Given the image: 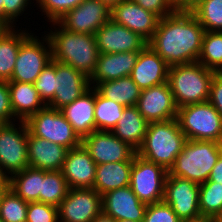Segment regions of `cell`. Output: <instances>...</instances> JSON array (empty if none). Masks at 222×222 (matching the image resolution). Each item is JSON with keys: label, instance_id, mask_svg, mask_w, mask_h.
I'll list each match as a JSON object with an SVG mask.
<instances>
[{"label": "cell", "instance_id": "obj_37", "mask_svg": "<svg viewBox=\"0 0 222 222\" xmlns=\"http://www.w3.org/2000/svg\"><path fill=\"white\" fill-rule=\"evenodd\" d=\"M42 15L48 22H58L68 11L74 9L85 0H35Z\"/></svg>", "mask_w": 222, "mask_h": 222}, {"label": "cell", "instance_id": "obj_48", "mask_svg": "<svg viewBox=\"0 0 222 222\" xmlns=\"http://www.w3.org/2000/svg\"><path fill=\"white\" fill-rule=\"evenodd\" d=\"M103 4H105L109 9H113L117 4H119L123 0H100Z\"/></svg>", "mask_w": 222, "mask_h": 222}, {"label": "cell", "instance_id": "obj_42", "mask_svg": "<svg viewBox=\"0 0 222 222\" xmlns=\"http://www.w3.org/2000/svg\"><path fill=\"white\" fill-rule=\"evenodd\" d=\"M145 10L156 14L160 19L175 12L170 0H132Z\"/></svg>", "mask_w": 222, "mask_h": 222}, {"label": "cell", "instance_id": "obj_38", "mask_svg": "<svg viewBox=\"0 0 222 222\" xmlns=\"http://www.w3.org/2000/svg\"><path fill=\"white\" fill-rule=\"evenodd\" d=\"M56 68L50 63L46 66L37 80L33 83L38 90L41 100L47 105L55 94Z\"/></svg>", "mask_w": 222, "mask_h": 222}, {"label": "cell", "instance_id": "obj_22", "mask_svg": "<svg viewBox=\"0 0 222 222\" xmlns=\"http://www.w3.org/2000/svg\"><path fill=\"white\" fill-rule=\"evenodd\" d=\"M68 148L33 136L28 131L29 167L45 171H61Z\"/></svg>", "mask_w": 222, "mask_h": 222}, {"label": "cell", "instance_id": "obj_2", "mask_svg": "<svg viewBox=\"0 0 222 222\" xmlns=\"http://www.w3.org/2000/svg\"><path fill=\"white\" fill-rule=\"evenodd\" d=\"M51 25L55 30L45 33L51 44L52 59L72 66L90 79L100 54L95 35L67 31L58 22Z\"/></svg>", "mask_w": 222, "mask_h": 222}, {"label": "cell", "instance_id": "obj_10", "mask_svg": "<svg viewBox=\"0 0 222 222\" xmlns=\"http://www.w3.org/2000/svg\"><path fill=\"white\" fill-rule=\"evenodd\" d=\"M167 175L168 170L162 165L136 154L131 168L130 187L141 202L147 205L158 203L163 201Z\"/></svg>", "mask_w": 222, "mask_h": 222}, {"label": "cell", "instance_id": "obj_26", "mask_svg": "<svg viewBox=\"0 0 222 222\" xmlns=\"http://www.w3.org/2000/svg\"><path fill=\"white\" fill-rule=\"evenodd\" d=\"M148 124L136 106L125 107L121 119L111 132L137 151L143 143Z\"/></svg>", "mask_w": 222, "mask_h": 222}, {"label": "cell", "instance_id": "obj_16", "mask_svg": "<svg viewBox=\"0 0 222 222\" xmlns=\"http://www.w3.org/2000/svg\"><path fill=\"white\" fill-rule=\"evenodd\" d=\"M56 68L54 98L48 107L60 110L85 93L90 86V79L72 66L51 60Z\"/></svg>", "mask_w": 222, "mask_h": 222}, {"label": "cell", "instance_id": "obj_46", "mask_svg": "<svg viewBox=\"0 0 222 222\" xmlns=\"http://www.w3.org/2000/svg\"><path fill=\"white\" fill-rule=\"evenodd\" d=\"M207 181H213L222 184V153L220 154L216 164L212 168L211 174Z\"/></svg>", "mask_w": 222, "mask_h": 222}, {"label": "cell", "instance_id": "obj_41", "mask_svg": "<svg viewBox=\"0 0 222 222\" xmlns=\"http://www.w3.org/2000/svg\"><path fill=\"white\" fill-rule=\"evenodd\" d=\"M31 4L32 0H3V28H16L14 24L17 18L23 15Z\"/></svg>", "mask_w": 222, "mask_h": 222}, {"label": "cell", "instance_id": "obj_52", "mask_svg": "<svg viewBox=\"0 0 222 222\" xmlns=\"http://www.w3.org/2000/svg\"><path fill=\"white\" fill-rule=\"evenodd\" d=\"M215 222H222V211L214 218Z\"/></svg>", "mask_w": 222, "mask_h": 222}, {"label": "cell", "instance_id": "obj_12", "mask_svg": "<svg viewBox=\"0 0 222 222\" xmlns=\"http://www.w3.org/2000/svg\"><path fill=\"white\" fill-rule=\"evenodd\" d=\"M102 213V196L93 188L69 189L58 206L59 222H92Z\"/></svg>", "mask_w": 222, "mask_h": 222}, {"label": "cell", "instance_id": "obj_21", "mask_svg": "<svg viewBox=\"0 0 222 222\" xmlns=\"http://www.w3.org/2000/svg\"><path fill=\"white\" fill-rule=\"evenodd\" d=\"M169 65L148 45L137 57L130 78L143 90L168 80Z\"/></svg>", "mask_w": 222, "mask_h": 222}, {"label": "cell", "instance_id": "obj_17", "mask_svg": "<svg viewBox=\"0 0 222 222\" xmlns=\"http://www.w3.org/2000/svg\"><path fill=\"white\" fill-rule=\"evenodd\" d=\"M95 37L100 54L140 52L147 45V41L138 33L112 19L96 31Z\"/></svg>", "mask_w": 222, "mask_h": 222}, {"label": "cell", "instance_id": "obj_39", "mask_svg": "<svg viewBox=\"0 0 222 222\" xmlns=\"http://www.w3.org/2000/svg\"><path fill=\"white\" fill-rule=\"evenodd\" d=\"M26 222H59L58 207L41 202H29Z\"/></svg>", "mask_w": 222, "mask_h": 222}, {"label": "cell", "instance_id": "obj_8", "mask_svg": "<svg viewBox=\"0 0 222 222\" xmlns=\"http://www.w3.org/2000/svg\"><path fill=\"white\" fill-rule=\"evenodd\" d=\"M17 122L18 126L11 122L0 129V172L7 180L29 167L28 128L25 121Z\"/></svg>", "mask_w": 222, "mask_h": 222}, {"label": "cell", "instance_id": "obj_15", "mask_svg": "<svg viewBox=\"0 0 222 222\" xmlns=\"http://www.w3.org/2000/svg\"><path fill=\"white\" fill-rule=\"evenodd\" d=\"M136 107L149 123L177 118L178 107L168 82L141 90Z\"/></svg>", "mask_w": 222, "mask_h": 222}, {"label": "cell", "instance_id": "obj_25", "mask_svg": "<svg viewBox=\"0 0 222 222\" xmlns=\"http://www.w3.org/2000/svg\"><path fill=\"white\" fill-rule=\"evenodd\" d=\"M14 117L17 121H26L39 110L47 106L40 98L33 83L7 82Z\"/></svg>", "mask_w": 222, "mask_h": 222}, {"label": "cell", "instance_id": "obj_23", "mask_svg": "<svg viewBox=\"0 0 222 222\" xmlns=\"http://www.w3.org/2000/svg\"><path fill=\"white\" fill-rule=\"evenodd\" d=\"M60 112L81 139L96 131L94 118L95 88L90 87L72 103L60 109Z\"/></svg>", "mask_w": 222, "mask_h": 222}, {"label": "cell", "instance_id": "obj_47", "mask_svg": "<svg viewBox=\"0 0 222 222\" xmlns=\"http://www.w3.org/2000/svg\"><path fill=\"white\" fill-rule=\"evenodd\" d=\"M92 222H116V220L102 212Z\"/></svg>", "mask_w": 222, "mask_h": 222}, {"label": "cell", "instance_id": "obj_29", "mask_svg": "<svg viewBox=\"0 0 222 222\" xmlns=\"http://www.w3.org/2000/svg\"><path fill=\"white\" fill-rule=\"evenodd\" d=\"M94 88L101 96L125 107L136 106L141 93V89L130 76L101 82Z\"/></svg>", "mask_w": 222, "mask_h": 222}, {"label": "cell", "instance_id": "obj_1", "mask_svg": "<svg viewBox=\"0 0 222 222\" xmlns=\"http://www.w3.org/2000/svg\"><path fill=\"white\" fill-rule=\"evenodd\" d=\"M205 30L198 19L186 11H175L159 19L147 42L169 66L197 62Z\"/></svg>", "mask_w": 222, "mask_h": 222}, {"label": "cell", "instance_id": "obj_27", "mask_svg": "<svg viewBox=\"0 0 222 222\" xmlns=\"http://www.w3.org/2000/svg\"><path fill=\"white\" fill-rule=\"evenodd\" d=\"M132 163L120 161L97 165L93 189L102 196L108 191L130 186Z\"/></svg>", "mask_w": 222, "mask_h": 222}, {"label": "cell", "instance_id": "obj_51", "mask_svg": "<svg viewBox=\"0 0 222 222\" xmlns=\"http://www.w3.org/2000/svg\"><path fill=\"white\" fill-rule=\"evenodd\" d=\"M0 25L3 27V0H0Z\"/></svg>", "mask_w": 222, "mask_h": 222}, {"label": "cell", "instance_id": "obj_24", "mask_svg": "<svg viewBox=\"0 0 222 222\" xmlns=\"http://www.w3.org/2000/svg\"><path fill=\"white\" fill-rule=\"evenodd\" d=\"M138 55L139 52L99 54L96 69L90 78V86L95 87L101 82L130 76Z\"/></svg>", "mask_w": 222, "mask_h": 222}, {"label": "cell", "instance_id": "obj_50", "mask_svg": "<svg viewBox=\"0 0 222 222\" xmlns=\"http://www.w3.org/2000/svg\"><path fill=\"white\" fill-rule=\"evenodd\" d=\"M7 186V179L0 172V191H2Z\"/></svg>", "mask_w": 222, "mask_h": 222}, {"label": "cell", "instance_id": "obj_11", "mask_svg": "<svg viewBox=\"0 0 222 222\" xmlns=\"http://www.w3.org/2000/svg\"><path fill=\"white\" fill-rule=\"evenodd\" d=\"M199 188L200 184L168 174L163 201L170 205L183 222L200 218Z\"/></svg>", "mask_w": 222, "mask_h": 222}, {"label": "cell", "instance_id": "obj_43", "mask_svg": "<svg viewBox=\"0 0 222 222\" xmlns=\"http://www.w3.org/2000/svg\"><path fill=\"white\" fill-rule=\"evenodd\" d=\"M0 119L5 123L17 122L12 112L9 87L5 80H0Z\"/></svg>", "mask_w": 222, "mask_h": 222}, {"label": "cell", "instance_id": "obj_18", "mask_svg": "<svg viewBox=\"0 0 222 222\" xmlns=\"http://www.w3.org/2000/svg\"><path fill=\"white\" fill-rule=\"evenodd\" d=\"M147 204L140 201L130 186L114 189L102 195V212L115 220L143 222Z\"/></svg>", "mask_w": 222, "mask_h": 222}, {"label": "cell", "instance_id": "obj_20", "mask_svg": "<svg viewBox=\"0 0 222 222\" xmlns=\"http://www.w3.org/2000/svg\"><path fill=\"white\" fill-rule=\"evenodd\" d=\"M96 163L81 144L68 150L61 172L70 189L93 188Z\"/></svg>", "mask_w": 222, "mask_h": 222}, {"label": "cell", "instance_id": "obj_3", "mask_svg": "<svg viewBox=\"0 0 222 222\" xmlns=\"http://www.w3.org/2000/svg\"><path fill=\"white\" fill-rule=\"evenodd\" d=\"M186 141L177 118L150 122L137 154L169 170Z\"/></svg>", "mask_w": 222, "mask_h": 222}, {"label": "cell", "instance_id": "obj_32", "mask_svg": "<svg viewBox=\"0 0 222 222\" xmlns=\"http://www.w3.org/2000/svg\"><path fill=\"white\" fill-rule=\"evenodd\" d=\"M125 106L101 96L95 89V128L97 131H112L121 119Z\"/></svg>", "mask_w": 222, "mask_h": 222}, {"label": "cell", "instance_id": "obj_55", "mask_svg": "<svg viewBox=\"0 0 222 222\" xmlns=\"http://www.w3.org/2000/svg\"><path fill=\"white\" fill-rule=\"evenodd\" d=\"M4 28L0 25V32L3 30Z\"/></svg>", "mask_w": 222, "mask_h": 222}, {"label": "cell", "instance_id": "obj_53", "mask_svg": "<svg viewBox=\"0 0 222 222\" xmlns=\"http://www.w3.org/2000/svg\"><path fill=\"white\" fill-rule=\"evenodd\" d=\"M116 222H136L129 219L116 220Z\"/></svg>", "mask_w": 222, "mask_h": 222}, {"label": "cell", "instance_id": "obj_34", "mask_svg": "<svg viewBox=\"0 0 222 222\" xmlns=\"http://www.w3.org/2000/svg\"><path fill=\"white\" fill-rule=\"evenodd\" d=\"M28 202L9 187L0 191V219L3 222H26Z\"/></svg>", "mask_w": 222, "mask_h": 222}, {"label": "cell", "instance_id": "obj_45", "mask_svg": "<svg viewBox=\"0 0 222 222\" xmlns=\"http://www.w3.org/2000/svg\"><path fill=\"white\" fill-rule=\"evenodd\" d=\"M175 11L191 12L203 0H170Z\"/></svg>", "mask_w": 222, "mask_h": 222}, {"label": "cell", "instance_id": "obj_35", "mask_svg": "<svg viewBox=\"0 0 222 222\" xmlns=\"http://www.w3.org/2000/svg\"><path fill=\"white\" fill-rule=\"evenodd\" d=\"M199 210L202 217L215 218L222 211V184L206 181L200 184Z\"/></svg>", "mask_w": 222, "mask_h": 222}, {"label": "cell", "instance_id": "obj_13", "mask_svg": "<svg viewBox=\"0 0 222 222\" xmlns=\"http://www.w3.org/2000/svg\"><path fill=\"white\" fill-rule=\"evenodd\" d=\"M81 144L87 150L96 165L133 161L137 151L120 140L111 131H94L82 138Z\"/></svg>", "mask_w": 222, "mask_h": 222}, {"label": "cell", "instance_id": "obj_44", "mask_svg": "<svg viewBox=\"0 0 222 222\" xmlns=\"http://www.w3.org/2000/svg\"><path fill=\"white\" fill-rule=\"evenodd\" d=\"M209 102L222 116V74L215 73L210 84Z\"/></svg>", "mask_w": 222, "mask_h": 222}, {"label": "cell", "instance_id": "obj_9", "mask_svg": "<svg viewBox=\"0 0 222 222\" xmlns=\"http://www.w3.org/2000/svg\"><path fill=\"white\" fill-rule=\"evenodd\" d=\"M25 123L33 136L62 145L69 150L81 145L82 139L60 110L45 106Z\"/></svg>", "mask_w": 222, "mask_h": 222}, {"label": "cell", "instance_id": "obj_5", "mask_svg": "<svg viewBox=\"0 0 222 222\" xmlns=\"http://www.w3.org/2000/svg\"><path fill=\"white\" fill-rule=\"evenodd\" d=\"M222 153V143L187 140L176 156L168 174L202 184L209 179L212 168Z\"/></svg>", "mask_w": 222, "mask_h": 222}, {"label": "cell", "instance_id": "obj_40", "mask_svg": "<svg viewBox=\"0 0 222 222\" xmlns=\"http://www.w3.org/2000/svg\"><path fill=\"white\" fill-rule=\"evenodd\" d=\"M143 222H183L164 201L148 204Z\"/></svg>", "mask_w": 222, "mask_h": 222}, {"label": "cell", "instance_id": "obj_36", "mask_svg": "<svg viewBox=\"0 0 222 222\" xmlns=\"http://www.w3.org/2000/svg\"><path fill=\"white\" fill-rule=\"evenodd\" d=\"M191 13L205 31L222 32V0H203Z\"/></svg>", "mask_w": 222, "mask_h": 222}, {"label": "cell", "instance_id": "obj_19", "mask_svg": "<svg viewBox=\"0 0 222 222\" xmlns=\"http://www.w3.org/2000/svg\"><path fill=\"white\" fill-rule=\"evenodd\" d=\"M111 19L138 33L148 42L155 33L160 18L132 0H123L111 10Z\"/></svg>", "mask_w": 222, "mask_h": 222}, {"label": "cell", "instance_id": "obj_14", "mask_svg": "<svg viewBox=\"0 0 222 222\" xmlns=\"http://www.w3.org/2000/svg\"><path fill=\"white\" fill-rule=\"evenodd\" d=\"M111 19V9L100 0H85L68 11L58 23L67 31L95 35Z\"/></svg>", "mask_w": 222, "mask_h": 222}, {"label": "cell", "instance_id": "obj_6", "mask_svg": "<svg viewBox=\"0 0 222 222\" xmlns=\"http://www.w3.org/2000/svg\"><path fill=\"white\" fill-rule=\"evenodd\" d=\"M177 120L187 140L222 143V116L209 101L179 107Z\"/></svg>", "mask_w": 222, "mask_h": 222}, {"label": "cell", "instance_id": "obj_28", "mask_svg": "<svg viewBox=\"0 0 222 222\" xmlns=\"http://www.w3.org/2000/svg\"><path fill=\"white\" fill-rule=\"evenodd\" d=\"M17 29L4 28L0 32V80L11 79L20 44L30 34L28 30Z\"/></svg>", "mask_w": 222, "mask_h": 222}, {"label": "cell", "instance_id": "obj_7", "mask_svg": "<svg viewBox=\"0 0 222 222\" xmlns=\"http://www.w3.org/2000/svg\"><path fill=\"white\" fill-rule=\"evenodd\" d=\"M30 33L20 44L11 79L7 82L34 83L42 70L51 63L49 38ZM47 46V47H46Z\"/></svg>", "mask_w": 222, "mask_h": 222}, {"label": "cell", "instance_id": "obj_30", "mask_svg": "<svg viewBox=\"0 0 222 222\" xmlns=\"http://www.w3.org/2000/svg\"><path fill=\"white\" fill-rule=\"evenodd\" d=\"M7 187L28 203L39 202L41 170L27 167L21 172L12 175L7 180Z\"/></svg>", "mask_w": 222, "mask_h": 222}, {"label": "cell", "instance_id": "obj_49", "mask_svg": "<svg viewBox=\"0 0 222 222\" xmlns=\"http://www.w3.org/2000/svg\"><path fill=\"white\" fill-rule=\"evenodd\" d=\"M185 222H215L214 221V218H210V217H200V218H197V219H193V220H190V221H185Z\"/></svg>", "mask_w": 222, "mask_h": 222}, {"label": "cell", "instance_id": "obj_4", "mask_svg": "<svg viewBox=\"0 0 222 222\" xmlns=\"http://www.w3.org/2000/svg\"><path fill=\"white\" fill-rule=\"evenodd\" d=\"M215 73L199 62L170 66L167 82L177 107L209 101Z\"/></svg>", "mask_w": 222, "mask_h": 222}, {"label": "cell", "instance_id": "obj_33", "mask_svg": "<svg viewBox=\"0 0 222 222\" xmlns=\"http://www.w3.org/2000/svg\"><path fill=\"white\" fill-rule=\"evenodd\" d=\"M197 62L216 73L222 71V32L205 31Z\"/></svg>", "mask_w": 222, "mask_h": 222}, {"label": "cell", "instance_id": "obj_31", "mask_svg": "<svg viewBox=\"0 0 222 222\" xmlns=\"http://www.w3.org/2000/svg\"><path fill=\"white\" fill-rule=\"evenodd\" d=\"M69 186L61 171L41 170L39 202L59 206L67 196Z\"/></svg>", "mask_w": 222, "mask_h": 222}, {"label": "cell", "instance_id": "obj_54", "mask_svg": "<svg viewBox=\"0 0 222 222\" xmlns=\"http://www.w3.org/2000/svg\"><path fill=\"white\" fill-rule=\"evenodd\" d=\"M5 125V122L0 119V129Z\"/></svg>", "mask_w": 222, "mask_h": 222}]
</instances>
